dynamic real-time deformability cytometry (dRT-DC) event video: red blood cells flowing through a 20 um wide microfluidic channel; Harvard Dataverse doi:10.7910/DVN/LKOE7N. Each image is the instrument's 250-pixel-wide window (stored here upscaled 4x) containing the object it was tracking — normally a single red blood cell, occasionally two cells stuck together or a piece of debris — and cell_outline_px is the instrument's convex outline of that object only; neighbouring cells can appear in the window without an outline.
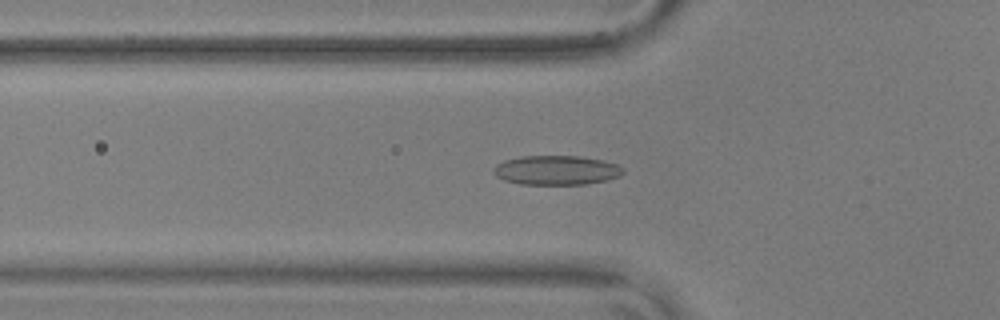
{"species": "common noctule bat (a hibernating species)", "species_latin": "Nyctalus noctula", "temperature_condition": "warm", "stored_images_in_passage": 56, "camera_frame_rate_fps": 3000, "um_per_image_px": 0.085, "animal": {"sex": "male", "body_mass_g": 17.9, "forearm_length_mm": 54.2}, "frame": {"image": 1, "passage_image": 20, "time_ms": 6.333, "image_size_px": [1000, 320], "cell_outline_px": [[624, 172], [620, 176], [608, 180], [584, 184], [520, 184], [504, 180], [496, 176], [492, 172], [492, 168], [496, 164], [504, 160], [520, 156], [580, 156], [600, 160], [616, 164], [624, 168]], "centroid_in_image_um": [47.26, 14.46], "position_along_channel_um": 78.5, "area_um2": 22.25}}
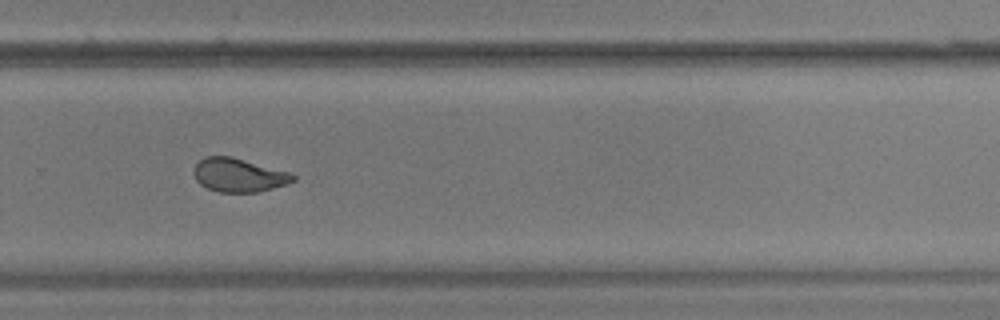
{"frame": {"image": 2, "passage_image": 39, "time_ms": 12.667, "image_size_px": [1000, 320], "cell_outline_px": [[296, 180], [288, 184], [256, 192], [220, 192], [208, 188], [200, 184], [196, 180], [192, 172], [196, 164], [204, 156], [232, 156], [292, 172], [296, 176]], "centroid_in_image_um": [20.32, 14.87], "position_along_channel_um": 309.5, "area_um2": 19.71}}
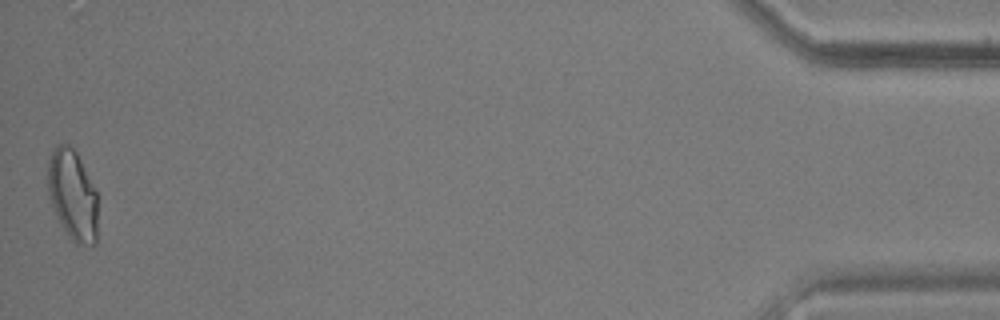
{"frame": {"image": 3, "passage_image": 56, "time_ms": 18.333, "image_size_px": [1000, 320], "cell_outline_px": [[96, 244], [76, 244], [72, 240], [64, 228], [48, 196], [48, 160], [56, 144], [68, 144], [76, 152], [96, 192]], "centroid_in_image_um": [6.15, 16.55], "position_along_channel_um": 429.0, "area_um2": 25.61}, "authors_computed_cell_mechanics": {"area_um2": 20.5479, "velocity_mm_per_s": 3.6352, "shape_relaxation_time_tau1_ms": 6.6649, "shape_relaxation_time_tau2_ms": 1.1965, "deformation_change_tau1": 0.1855, "deformation_change_tau2": 0.0695}}